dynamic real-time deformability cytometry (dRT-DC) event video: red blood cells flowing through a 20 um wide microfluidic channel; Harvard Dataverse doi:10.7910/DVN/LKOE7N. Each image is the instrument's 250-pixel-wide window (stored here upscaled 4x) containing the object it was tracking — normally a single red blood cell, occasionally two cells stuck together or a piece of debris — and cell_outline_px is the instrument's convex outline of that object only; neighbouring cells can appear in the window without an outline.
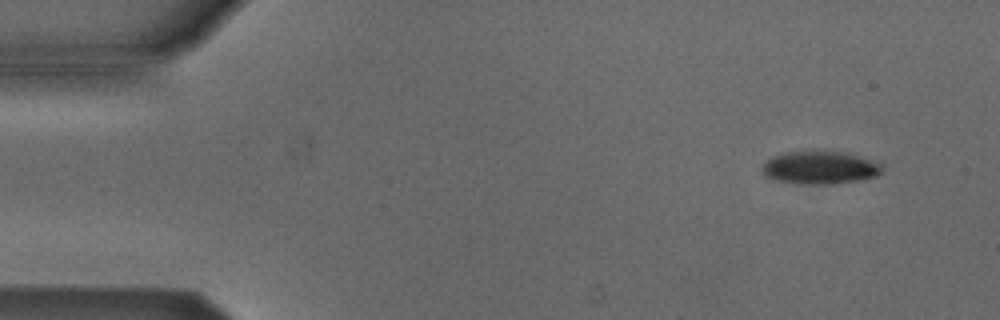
{"species": "Egyptian fruit bat (a non-hibernating species)", "species_latin": "Rousettus aegyptiacus", "temperature_condition": "cold", "stored_images_in_passage": 4, "camera_frame_rate_fps": 3000, "um_per_image_px": 0.085, "animal": {"sex": "male"}, "frame": {"image": 1, "passage_image": 1, "time_ms": 0.0, "image_size_px": [1000, 320], "cell_outline_px": [[884, 172], [876, 176], [860, 180], [832, 184], [800, 184], [772, 180], [764, 176], [760, 168], [764, 160], [772, 156], [784, 152], [844, 152], [880, 164], [884, 168]], "centroid_in_image_um": [69.61, 14.27], "position_along_channel_um": 15.4, "area_um2": 23.06}}
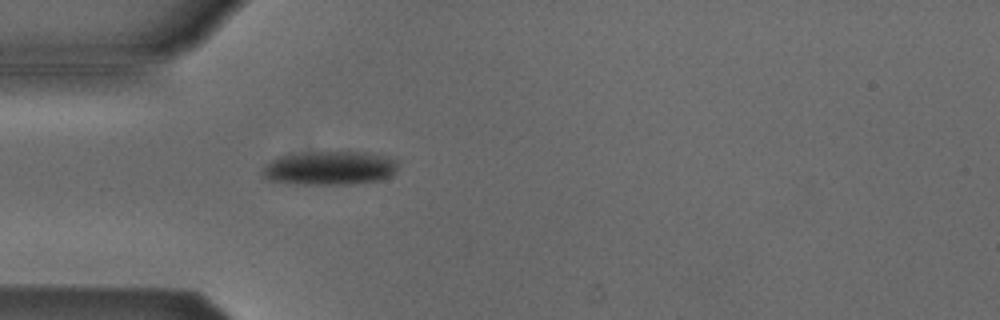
{"frame": {"image": 2, "passage_image": 4, "time_ms": 3.667, "image_size_px": [1000, 320], "cell_outline_px": [[396, 172], [392, 176], [380, 180], [352, 184], [288, 184], [268, 180], [260, 172], [264, 164], [276, 156], [312, 152], [368, 152], [384, 156], [396, 160]], "centroid_in_image_um": [27.96, 14.29], "position_along_channel_um": 57.0, "area_um2": 27.05}}